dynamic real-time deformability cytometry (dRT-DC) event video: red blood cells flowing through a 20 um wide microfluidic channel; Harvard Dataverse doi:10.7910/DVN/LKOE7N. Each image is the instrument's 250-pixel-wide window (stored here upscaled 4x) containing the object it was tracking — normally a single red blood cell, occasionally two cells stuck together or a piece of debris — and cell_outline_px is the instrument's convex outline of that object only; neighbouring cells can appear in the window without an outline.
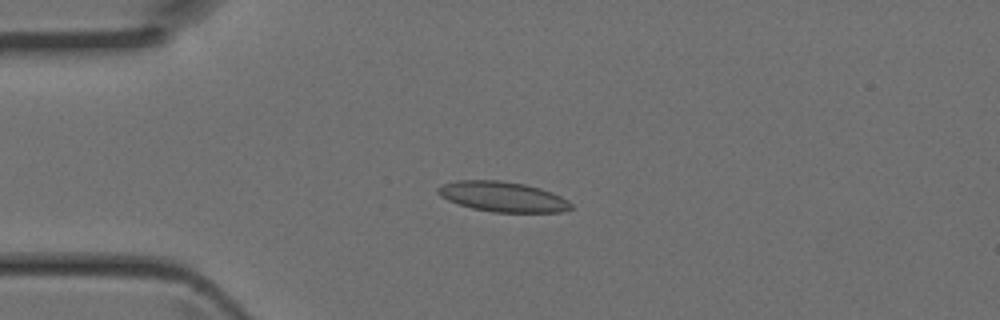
{"species": "Egyptian fruit bat (a non-hibernating species)", "species_latin": "Rousettus aegyptiacus", "temperature_condition": "room temperature", "stored_images_in_passage": 34, "camera_frame_rate_fps": 3000, "um_per_image_px": 0.085, "animal": {"sex": "female"}, "frame": {"image": 1, "passage_image": 1, "time_ms": 0.0, "image_size_px": [1000, 320], "cell_outline_px": [[572, 208], [564, 212], [492, 212], [472, 208], [448, 200], [440, 196], [436, 192], [436, 188], [440, 184], [456, 180], [500, 180], [524, 184], [540, 188], [552, 192], [568, 200], [572, 204]], "centroid_in_image_um": [42.71, 16.71], "position_along_channel_um": 42.3, "area_um2": 23.52}}
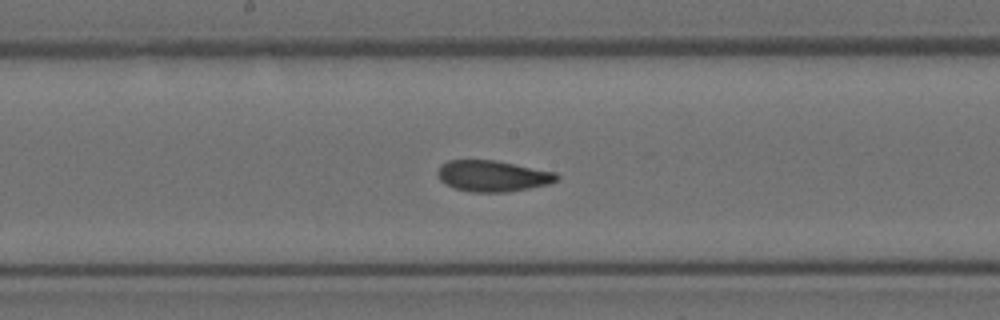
{"frame": {"image": 2, "passage_image": 13, "time_ms": 4.0, "image_size_px": [1000, 320], "cell_outline_px": [[560, 180], [548, 184], [508, 192], [472, 192], [456, 188], [444, 184], [440, 180], [436, 172], [440, 164], [448, 160], [496, 160], [556, 172], [560, 176]], "centroid_in_image_um": [41.88, 14.95], "position_along_channel_um": 206.3, "area_um2": 21.79}}
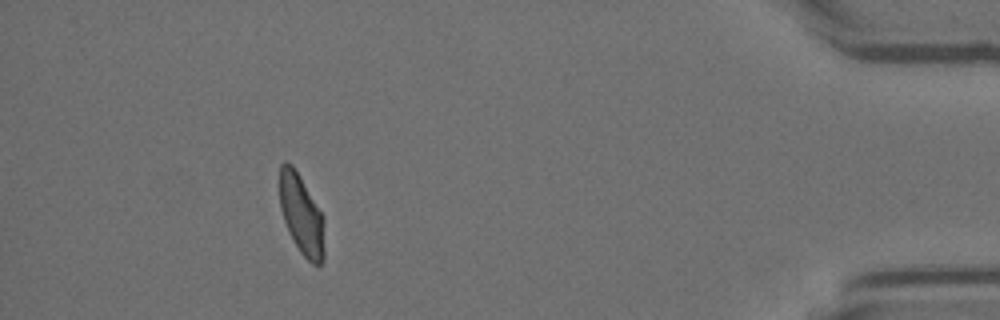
{"frame": {"image": 3, "passage_image": 30, "time_ms": 9.667, "image_size_px": [1000, 320], "cell_outline_px": [[324, 256], [320, 264], [312, 264], [300, 252], [284, 220], [280, 208], [280, 164], [284, 160], [292, 164], [300, 176], [324, 216]], "centroid_in_image_um": [25.64, 18.22], "position_along_channel_um": 409.6, "area_um2": 20.75}}